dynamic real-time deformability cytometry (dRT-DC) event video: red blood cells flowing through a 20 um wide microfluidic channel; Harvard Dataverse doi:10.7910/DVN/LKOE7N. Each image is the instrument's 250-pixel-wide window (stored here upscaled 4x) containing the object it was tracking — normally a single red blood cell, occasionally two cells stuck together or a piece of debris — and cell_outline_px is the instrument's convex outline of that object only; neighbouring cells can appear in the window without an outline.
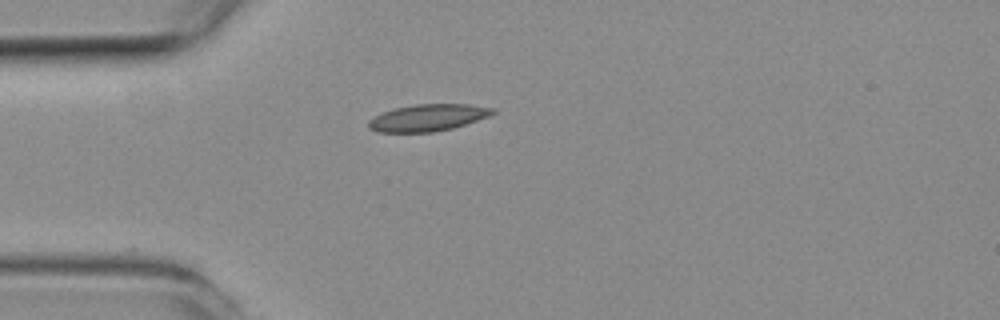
{"species": "common noctule bat (a hibernating species)", "species_latin": "Nyctalus noctula", "temperature_condition": "room temperature", "stored_images_in_passage": 39, "camera_frame_rate_fps": 3000, "um_per_image_px": 0.085, "animal": {"sex": "female", "body_mass_g": 19.3, "forearm_length_mm": 54.1}, "frame": {"image": 1, "passage_image": 1, "time_ms": 0.0, "image_size_px": [1000, 320], "cell_outline_px": [[496, 112], [488, 116], [452, 128], [432, 132], [376, 132], [368, 128], [368, 120], [384, 112], [396, 108], [416, 104], [468, 104], [496, 108]], "centroid_in_image_um": [36.37, 10.0], "position_along_channel_um": 48.6, "area_um2": 19.25}}
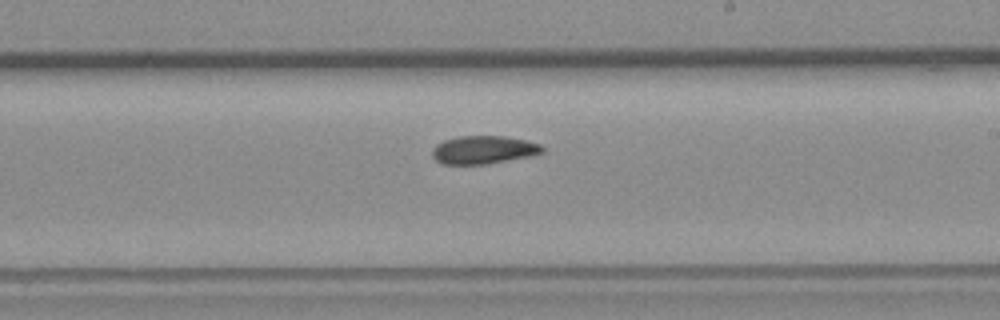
{"frame": {"image": 2, "passage_image": 17, "time_ms": 5.333, "image_size_px": [1000, 320], "cell_outline_px": [[544, 152], [528, 156], [488, 164], [444, 164], [436, 160], [432, 156], [432, 148], [436, 144], [444, 140], [460, 136], [504, 136], [524, 140], [540, 144], [544, 148]], "centroid_in_image_um": [41.07, 12.73], "position_along_channel_um": 247.9, "area_um2": 17.92}}
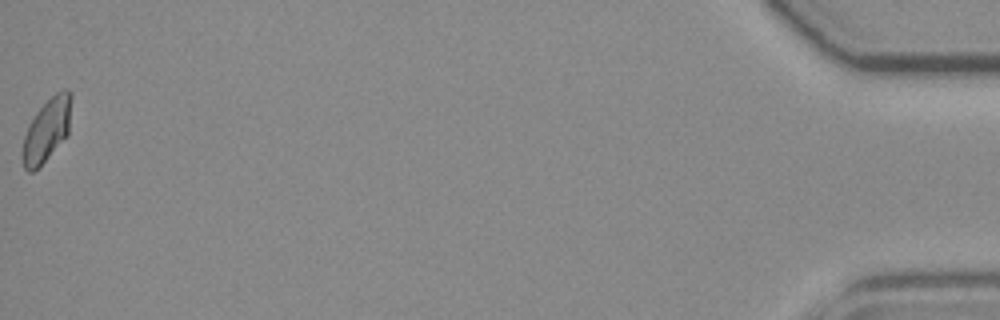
{"frame": {"image": 3, "passage_image": 39, "time_ms": 12.667, "image_size_px": [1000, 320], "cell_outline_px": [[72, 96], [68, 136], [32, 172], [28, 172], [24, 168], [20, 152], [24, 136], [28, 124], [36, 112], [56, 92], [64, 88], [68, 88], [72, 92]], "centroid_in_image_um": [3.97, 11.02], "position_along_channel_um": 431.2, "area_um2": 18.09}, "authors_computed_cell_mechanics": {"area_um2": 17.9758, "velocity_mm_per_s": 3.9598, "shape_relaxation_time_tau1_ms": 7.7334, "shape_relaxation_time_tau2_ms": 5.7791, "deformation_change_tau1": 0.1477, "deformation_change_tau2": 0.0913}}